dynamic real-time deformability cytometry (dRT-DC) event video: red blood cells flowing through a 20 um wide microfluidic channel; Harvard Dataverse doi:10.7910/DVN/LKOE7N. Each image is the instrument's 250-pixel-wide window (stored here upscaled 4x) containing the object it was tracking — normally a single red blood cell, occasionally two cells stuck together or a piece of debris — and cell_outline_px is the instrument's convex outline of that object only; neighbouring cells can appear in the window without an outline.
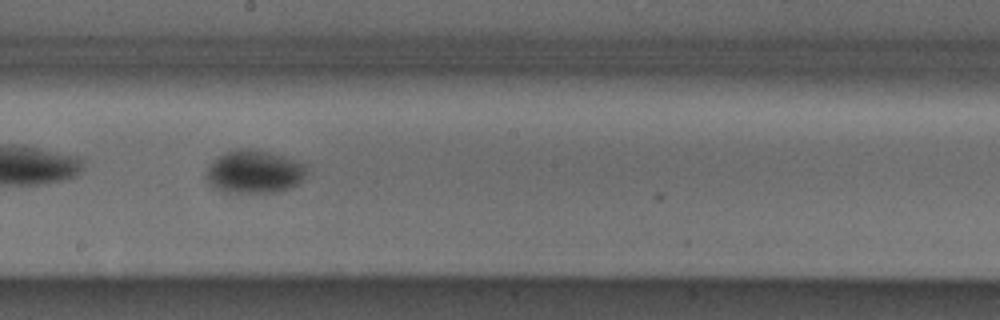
{"species": "Egyptian fruit bat (a non-hibernating species)", "species_latin": "Rousettus aegyptiacus", "temperature_condition": "cold", "stored_images_in_passage": 39, "camera_frame_rate_fps": 3000, "um_per_image_px": 0.085, "animal": {"sex": "male"}, "frame": {"image": 1, "passage_image": 17, "time_ms": 5.333, "image_size_px": [1000, 320], "cell_outline_px": [[304, 176], [300, 184], [292, 188], [280, 192], [224, 192], [208, 184], [204, 176], [208, 168], [220, 156], [228, 152], [264, 152], [280, 156], [304, 164]], "centroid_in_image_um": [21.61, 14.69], "position_along_channel_um": 226.6, "area_um2": 24.04}}